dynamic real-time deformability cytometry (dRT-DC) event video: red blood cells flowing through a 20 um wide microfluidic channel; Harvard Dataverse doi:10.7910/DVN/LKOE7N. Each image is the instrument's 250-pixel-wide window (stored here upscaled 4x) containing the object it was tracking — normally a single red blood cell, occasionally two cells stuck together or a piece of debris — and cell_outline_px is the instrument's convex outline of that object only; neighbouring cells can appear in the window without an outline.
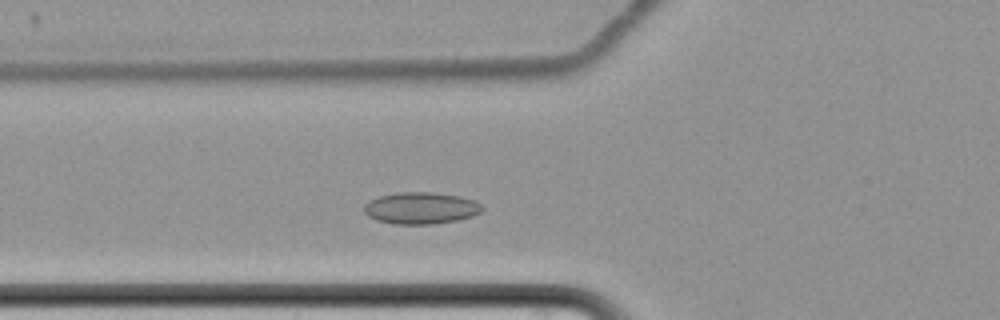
{"species": "common noctule bat (a hibernating species)", "species_latin": "Nyctalus noctula", "temperature_condition": "cold", "stored_images_in_passage": 52, "camera_frame_rate_fps": 3000, "um_per_image_px": 0.085, "animal": {"sex": "female", "body_mass_g": 22.7, "forearm_length_mm": 54.2}, "frame": {"image": 1, "passage_image": 14, "time_ms": 4.333, "image_size_px": [1000, 320], "cell_outline_px": [[484, 208], [480, 212], [472, 216], [456, 220], [432, 224], [392, 224], [376, 220], [368, 216], [364, 212], [364, 204], [380, 196], [396, 192], [432, 192], [460, 196], [472, 200], [480, 204]], "centroid_in_image_um": [35.75, 17.69], "position_along_channel_um": 90.0, "area_um2": 21.79}}
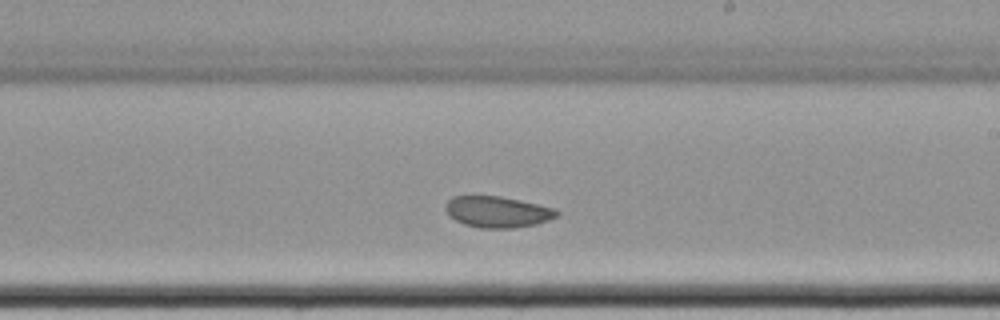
{"frame": {"image": 2, "passage_image": 28, "time_ms": 9.0, "image_size_px": [1000, 320], "cell_outline_px": [[560, 212], [556, 216], [548, 220], [536, 224], [512, 228], [480, 228], [464, 224], [448, 216], [444, 208], [448, 200], [452, 196], [500, 196], [520, 200], [552, 208]], "centroid_in_image_um": [42.23, 18.01], "position_along_channel_um": 246.8, "area_um2": 20.11}}
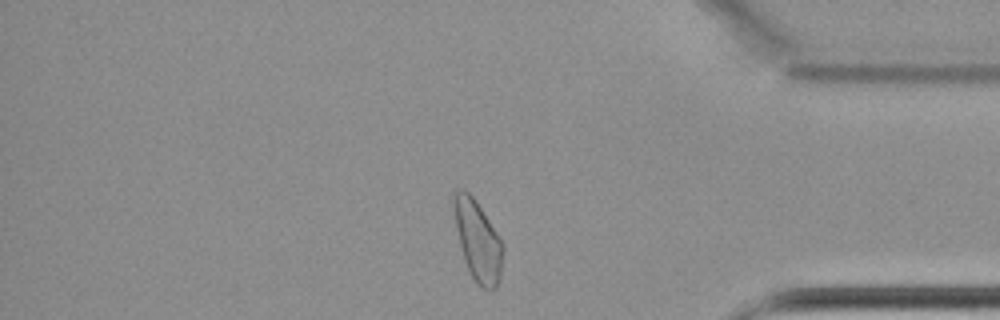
{"frame": {"image": 3, "passage_image": 43, "time_ms": 14.0, "image_size_px": [1000, 320], "cell_outline_px": [[504, 248], [500, 276], [496, 288], [484, 288], [472, 276], [464, 260], [456, 228], [452, 204], [452, 192], [460, 188], [464, 188], [472, 196], [500, 236], [504, 244]], "centroid_in_image_um": [40.6, 20.38], "position_along_channel_um": 394.6, "area_um2": 22.83}}